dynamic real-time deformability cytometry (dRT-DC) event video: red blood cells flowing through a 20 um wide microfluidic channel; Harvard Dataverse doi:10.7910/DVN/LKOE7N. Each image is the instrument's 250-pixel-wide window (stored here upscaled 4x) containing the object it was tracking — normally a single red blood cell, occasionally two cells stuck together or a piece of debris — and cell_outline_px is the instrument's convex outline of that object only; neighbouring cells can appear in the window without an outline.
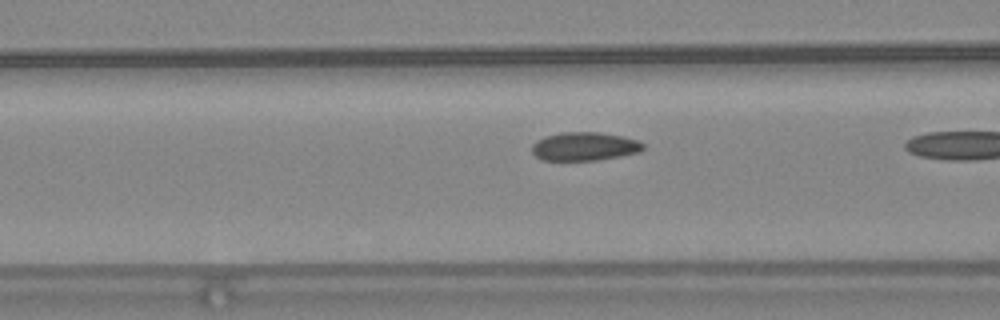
{"species": "common noctule bat (a hibernating species)", "species_latin": "Nyctalus noctula", "temperature_condition": "warm", "stored_images_in_passage": 15, "camera_frame_rate_fps": 3000, "um_per_image_px": 0.085, "animal": {"sex": "female", "body_mass_g": 24.6, "forearm_length_mm": 56.2}, "frame": {"image": 1, "passage_image": 14, "time_ms": 4.333, "image_size_px": [1000, 320], "cell_outline_px": [[644, 148], [640, 152], [620, 156], [596, 160], [540, 160], [532, 152], [532, 144], [536, 140], [544, 136], [560, 132], [596, 132], [620, 136], [640, 140], [644, 144]], "centroid_in_image_um": [49.66, 12.44], "position_along_channel_um": 116.9, "area_um2": 18.55}}